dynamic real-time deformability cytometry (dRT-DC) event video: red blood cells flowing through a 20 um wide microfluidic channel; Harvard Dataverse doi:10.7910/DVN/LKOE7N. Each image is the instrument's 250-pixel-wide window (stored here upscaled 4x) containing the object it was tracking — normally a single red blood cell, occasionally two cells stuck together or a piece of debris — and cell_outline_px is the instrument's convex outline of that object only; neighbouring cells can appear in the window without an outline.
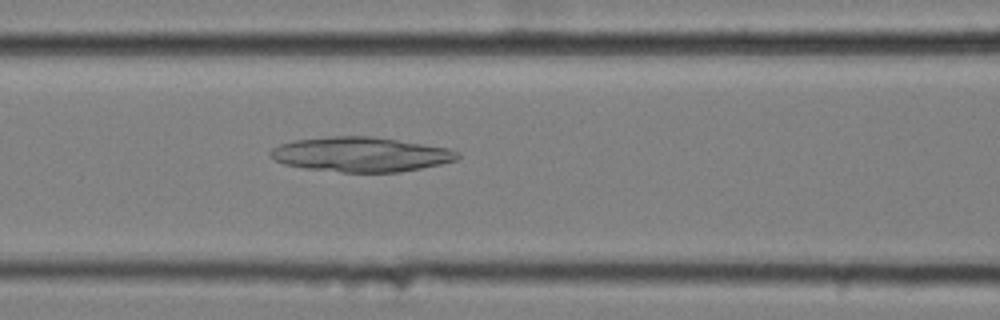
{"species": "common noctule bat (a hibernating species)", "species_latin": "Nyctalus noctula", "temperature_condition": "cold", "stored_images_in_passage": 46, "camera_frame_rate_fps": 3000, "um_per_image_px": 0.085, "animal": {"sex": "female", "body_mass_g": 25.1}, "frame": {"image": 1, "passage_image": 13, "time_ms": 4.0, "image_size_px": [1000, 320], "cell_outline_px": [[460, 156], [456, 160], [440, 164], [400, 172], [340, 172], [304, 168], [284, 164], [268, 156], [268, 152], [272, 148], [280, 144], [292, 140], [328, 136], [372, 136], [448, 148], [460, 152]], "centroid_in_image_um": [30.63, 13.12], "position_along_channel_um": 136.0, "area_um2": 37.92}}
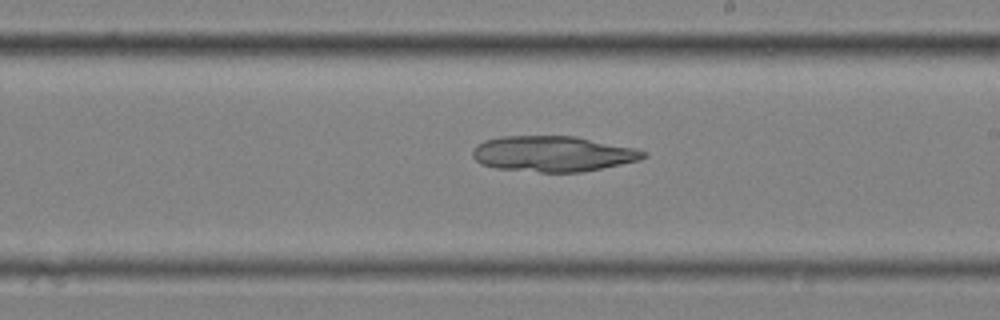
{"frame": {"image": 2, "passage_image": 22, "time_ms": 7.0, "image_size_px": [1000, 320], "cell_outline_px": [[648, 156], [640, 160], [584, 172], [540, 172], [496, 168], [480, 164], [472, 156], [472, 152], [476, 144], [484, 140], [500, 136], [576, 136], [636, 148], [648, 152]], "centroid_in_image_um": [47.01, 13.07], "position_along_channel_um": 242.0, "area_um2": 35.78}}
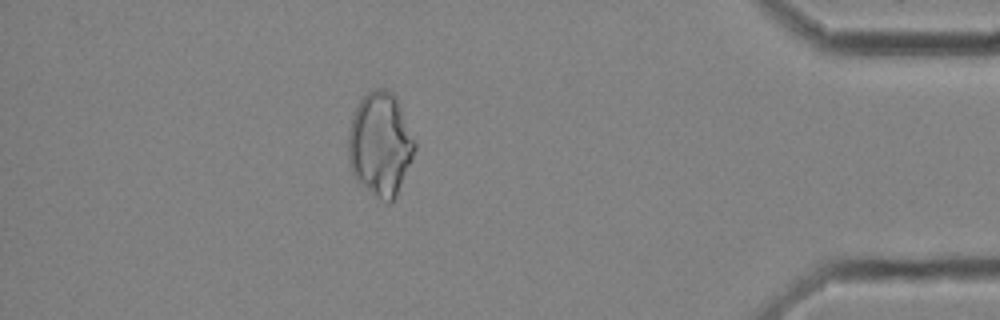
{"frame": {"image": 3, "passage_image": 39, "time_ms": 12.667, "image_size_px": [1000, 320], "cell_outline_px": [[416, 148], [412, 160], [396, 196], [388, 204], [380, 200], [356, 180], [352, 176], [348, 164], [348, 132], [352, 116], [360, 100], [368, 92], [376, 88], [384, 88], [392, 92], [396, 96], [416, 140]], "centroid_in_image_um": [32.32, 12.26], "position_along_channel_um": 402.9, "area_um2": 40.63}}